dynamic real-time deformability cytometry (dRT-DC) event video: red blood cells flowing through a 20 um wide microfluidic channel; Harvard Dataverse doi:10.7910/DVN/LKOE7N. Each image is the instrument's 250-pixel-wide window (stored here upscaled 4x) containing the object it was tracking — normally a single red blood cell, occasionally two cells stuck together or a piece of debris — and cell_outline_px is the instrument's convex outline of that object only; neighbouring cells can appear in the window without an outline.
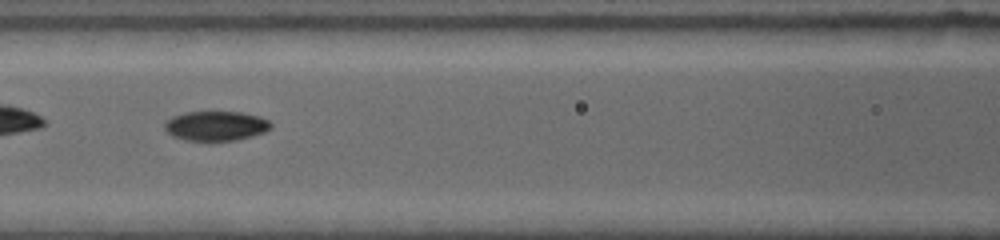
{"species": "common noctule bat (a hibernating species)", "species_latin": "Nyctalus noctula", "temperature_condition": "warm", "stored_images_in_passage": 60, "camera_frame_rate_fps": 4500, "um_per_image_px": 0.085, "animal": {"sex": "female", "body_mass_g": 19.0, "forearm_length_mm": 53.3}, "frame": {"image": 1, "passage_image": 17, "time_ms": 2.889, "image_size_px": [1000, 240], "cell_outline_px": [[272, 128], [264, 132], [252, 136], [236, 140], [184, 140], [172, 136], [164, 128], [164, 124], [172, 116], [184, 112], [240, 112], [260, 116], [268, 120], [272, 124]], "centroid_in_image_um": [18.36, 10.69], "position_along_channel_um": 148.2, "area_um2": 18.32}}
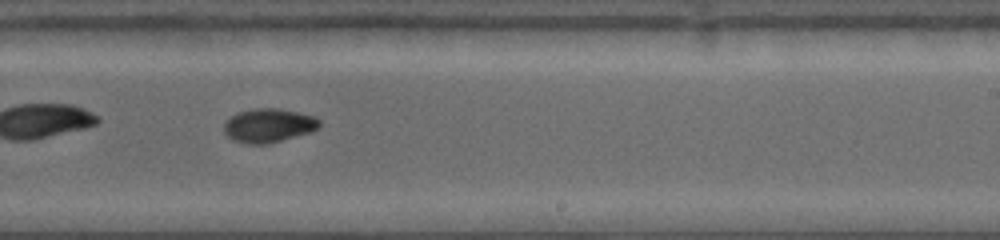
{"frame": {"image": 2, "passage_image": 36, "time_ms": 6.0, "image_size_px": [1000, 240], "cell_outline_px": [[320, 124], [312, 132], [268, 144], [248, 144], [232, 140], [224, 132], [224, 124], [236, 112], [256, 108], [276, 108], [316, 116], [320, 120]], "centroid_in_image_um": [22.83, 10.67], "position_along_channel_um": 266.2, "area_um2": 18.84}, "authors_computed_cell_mechanics": {"area_um2": 18.4093, "velocity_mm_per_s": 3.8116, "shape_relaxation_time_tau1_ms": 8.9552, "shape_relaxation_time_tau2_ms": 7.7071, "deformation_change_tau1": 0.2093, "deformation_change_tau2": 0.0647}}